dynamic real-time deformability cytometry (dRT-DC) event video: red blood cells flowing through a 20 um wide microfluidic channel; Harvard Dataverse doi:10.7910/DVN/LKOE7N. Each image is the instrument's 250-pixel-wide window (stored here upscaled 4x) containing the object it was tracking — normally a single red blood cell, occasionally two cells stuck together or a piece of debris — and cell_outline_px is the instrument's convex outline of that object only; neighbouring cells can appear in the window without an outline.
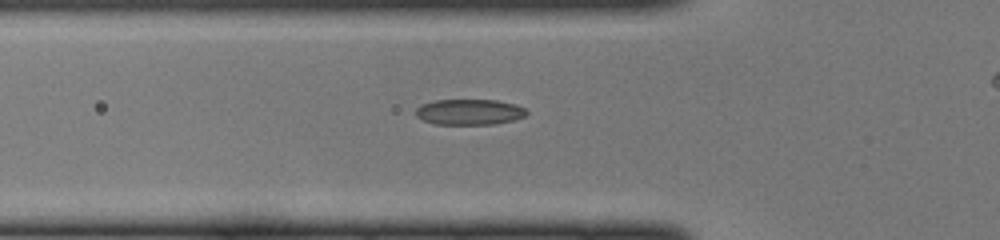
{"species": "common noctule bat (a hibernating species)", "species_latin": "Nyctalus noctula", "temperature_condition": "cold", "stored_images_in_passage": 15, "camera_frame_rate_fps": 3000, "um_per_image_px": 0.085, "animal": {"sex": "female", "body_mass_g": 22.0, "forearm_length_mm": 56.7}, "frame": {"image": 1, "passage_image": 5, "time_ms": 1.333, "image_size_px": [1000, 240], "cell_outline_px": [[528, 112], [524, 116], [512, 120], [496, 124], [436, 124], [424, 120], [416, 116], [416, 108], [420, 104], [436, 100], [496, 100], [516, 104], [524, 108]], "centroid_in_image_um": [39.89, 9.51], "position_along_channel_um": 85.9, "area_um2": 16.53}}
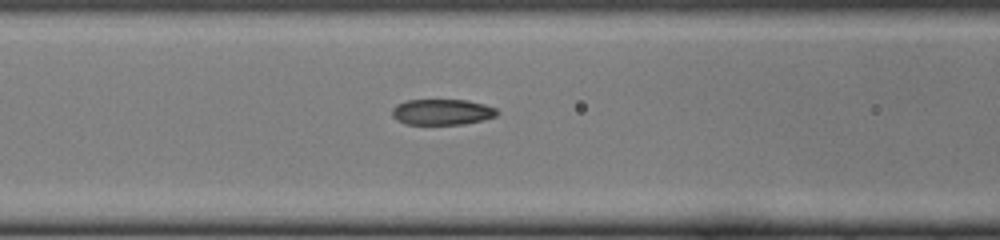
{"frame": {"image": 2, "passage_image": 8, "time_ms": 2.333, "image_size_px": [1000, 240], "cell_outline_px": [[500, 112], [496, 116], [484, 120], [464, 124], [404, 124], [392, 116], [392, 108], [396, 104], [408, 100], [468, 100], [484, 104], [496, 108]], "centroid_in_image_um": [37.6, 9.52], "position_along_channel_um": 129.0, "area_um2": 15.9}}
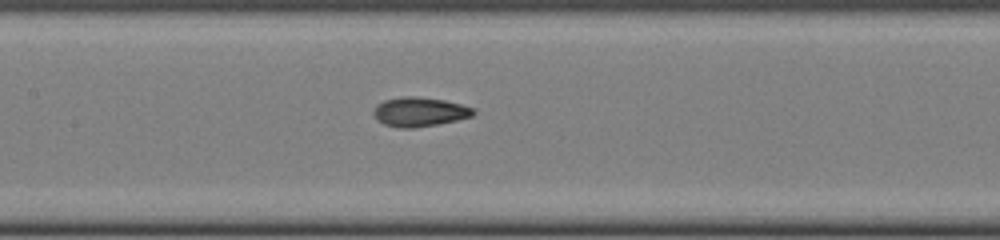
{"frame": {"image": 3, "passage_image": 11, "time_ms": 3.333, "image_size_px": [1000, 240], "cell_outline_px": [[476, 112], [472, 116], [456, 120], [416, 128], [400, 128], [384, 124], [376, 120], [372, 112], [376, 104], [384, 100], [404, 96], [416, 96], [444, 100], [476, 108]], "centroid_in_image_um": [35.64, 9.5], "position_along_channel_um": 171.8, "area_um2": 17.17}}